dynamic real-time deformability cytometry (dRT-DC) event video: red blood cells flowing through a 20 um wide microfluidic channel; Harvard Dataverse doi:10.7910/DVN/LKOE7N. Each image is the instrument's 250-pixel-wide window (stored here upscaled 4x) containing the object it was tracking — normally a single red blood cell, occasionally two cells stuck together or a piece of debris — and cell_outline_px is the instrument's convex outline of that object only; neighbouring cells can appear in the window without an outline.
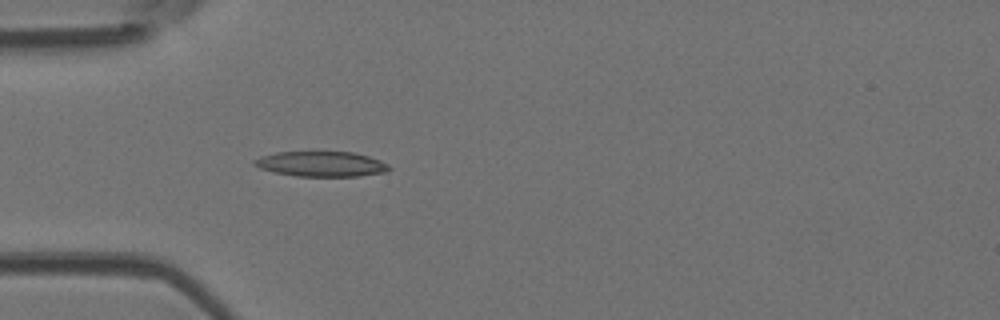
{"species": "Egyptian fruit bat (a non-hibernating species)", "species_latin": "Rousettus aegyptiacus", "temperature_condition": "room temperature", "stored_images_in_passage": 4, "camera_frame_rate_fps": 3000, "um_per_image_px": 0.085, "animal": {"sex": "female"}, "frame": {"image": 1, "passage_image": 4, "time_ms": 1.0, "image_size_px": [1000, 320], "cell_outline_px": [[392, 168], [388, 172], [356, 176], [296, 176], [276, 172], [260, 168], [252, 164], [252, 160], [260, 156], [276, 152], [352, 152], [368, 156], [380, 160], [388, 164]], "centroid_in_image_um": [27.31, 13.94], "position_along_channel_um": 57.7, "area_um2": 19.77}}